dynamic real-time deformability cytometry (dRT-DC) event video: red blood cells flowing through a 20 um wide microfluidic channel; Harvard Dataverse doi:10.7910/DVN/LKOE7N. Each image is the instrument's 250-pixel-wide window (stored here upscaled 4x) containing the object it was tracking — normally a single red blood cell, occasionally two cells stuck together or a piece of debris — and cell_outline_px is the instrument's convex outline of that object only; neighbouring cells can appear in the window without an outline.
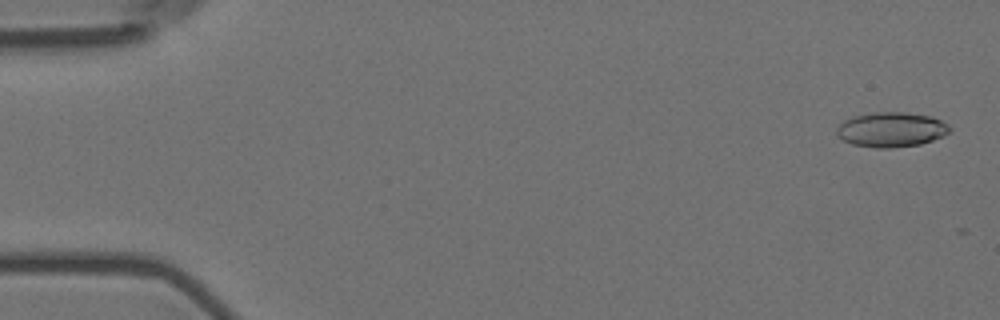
{"species": "Egyptian fruit bat (a non-hibernating species)", "species_latin": "Rousettus aegyptiacus", "temperature_condition": "room temperature", "stored_images_in_passage": 9, "camera_frame_rate_fps": 3000, "um_per_image_px": 0.085, "animal": {"sex": "female"}, "frame": {"image": 1, "passage_image": 2, "time_ms": 0.333, "image_size_px": [1000, 320], "cell_outline_px": [[952, 128], [944, 136], [920, 144], [892, 148], [876, 148], [852, 144], [836, 136], [836, 128], [844, 120], [852, 116], [872, 112], [904, 112], [932, 116], [948, 124]], "centroid_in_image_um": [75.74, 11.01], "position_along_channel_um": 9.3, "area_um2": 23.12}}